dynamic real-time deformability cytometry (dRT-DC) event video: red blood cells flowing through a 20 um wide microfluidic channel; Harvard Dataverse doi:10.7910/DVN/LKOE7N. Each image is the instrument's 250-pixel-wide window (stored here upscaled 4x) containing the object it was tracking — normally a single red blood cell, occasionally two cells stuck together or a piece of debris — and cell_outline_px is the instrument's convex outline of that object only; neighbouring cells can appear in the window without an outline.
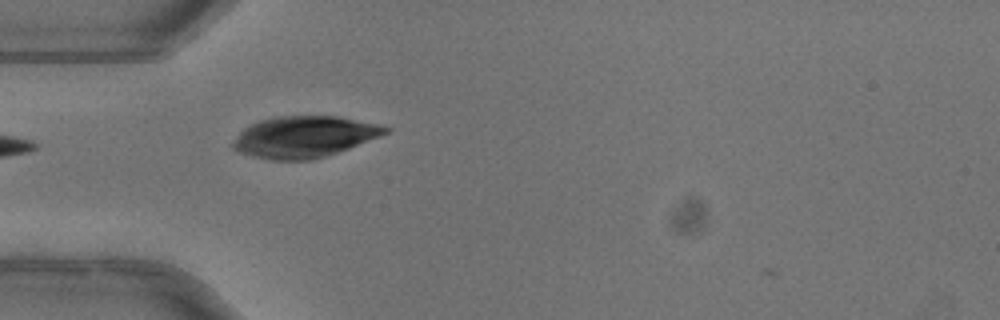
{"species": "common noctule bat (a hibernating species)", "species_latin": "Nyctalus noctula", "temperature_condition": "warm", "stored_images_in_passage": 4, "camera_frame_rate_fps": 3000, "um_per_image_px": 0.085, "animal": {"sex": "female"}, "frame": {"image": 1, "passage_image": 1, "time_ms": 0.0, "image_size_px": [1000, 320], "cell_outline_px": [[392, 128], [388, 132], [380, 136], [348, 148], [312, 160], [268, 160], [252, 156], [240, 152], [232, 148], [232, 144], [240, 132], [244, 128], [260, 120], [276, 116], [336, 116], [380, 124]], "centroid_in_image_um": [25.86, 11.63], "position_along_channel_um": 59.1, "area_um2": 36.47}}